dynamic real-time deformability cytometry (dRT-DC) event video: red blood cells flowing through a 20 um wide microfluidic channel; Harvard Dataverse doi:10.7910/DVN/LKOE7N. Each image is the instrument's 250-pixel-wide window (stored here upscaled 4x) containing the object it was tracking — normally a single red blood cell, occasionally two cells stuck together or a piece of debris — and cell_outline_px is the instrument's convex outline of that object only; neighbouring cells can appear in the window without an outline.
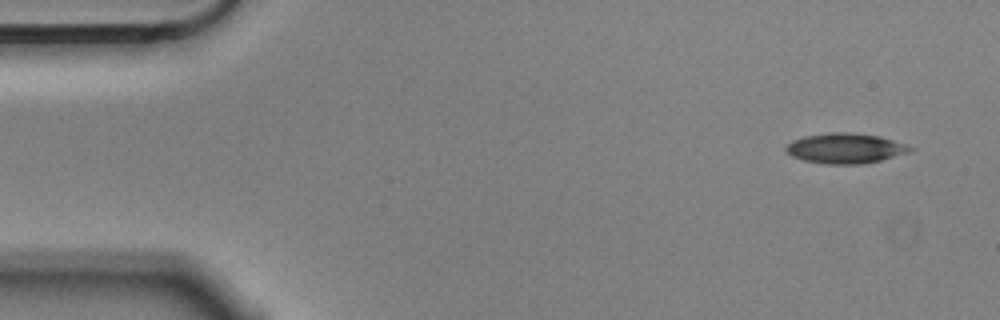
{"species": "Egyptian fruit bat (a non-hibernating species)", "species_latin": "Rousettus aegyptiacus", "temperature_condition": "cold", "stored_images_in_passage": 5, "camera_frame_rate_fps": 3000, "um_per_image_px": 0.085, "animal": {"sex": "male"}, "frame": {"image": 1, "passage_image": 1, "time_ms": 0.0, "image_size_px": [1000, 320], "cell_outline_px": [[916, 148], [908, 152], [880, 160], [860, 164], [824, 164], [804, 160], [792, 156], [784, 148], [792, 140], [804, 136], [832, 132], [848, 132], [880, 136]], "centroid_in_image_um": [71.83, 12.6], "position_along_channel_um": 13.2, "area_um2": 21.62}}
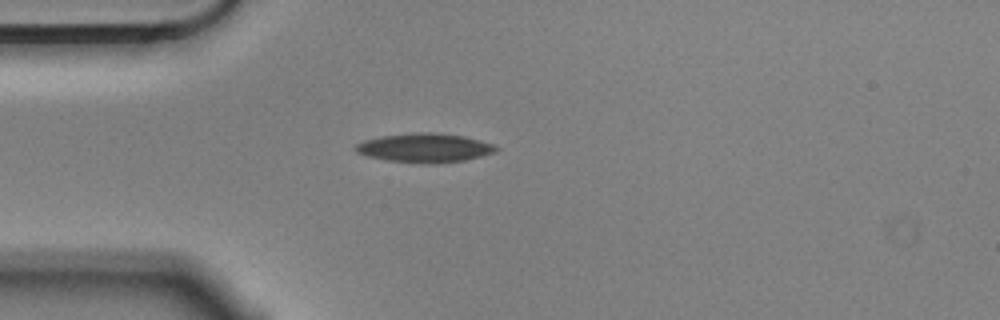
{"frame": {"image": 2, "passage_image": 4, "time_ms": 1.0, "image_size_px": [1000, 320], "cell_outline_px": [[500, 148], [496, 152], [464, 160], [428, 164], [388, 160], [368, 156], [356, 152], [352, 148], [356, 144], [364, 140], [380, 136], [412, 132], [432, 132], [464, 136], [480, 140], [492, 144]], "centroid_in_image_um": [36.07, 12.55], "position_along_channel_um": 48.9, "area_um2": 23.76}}